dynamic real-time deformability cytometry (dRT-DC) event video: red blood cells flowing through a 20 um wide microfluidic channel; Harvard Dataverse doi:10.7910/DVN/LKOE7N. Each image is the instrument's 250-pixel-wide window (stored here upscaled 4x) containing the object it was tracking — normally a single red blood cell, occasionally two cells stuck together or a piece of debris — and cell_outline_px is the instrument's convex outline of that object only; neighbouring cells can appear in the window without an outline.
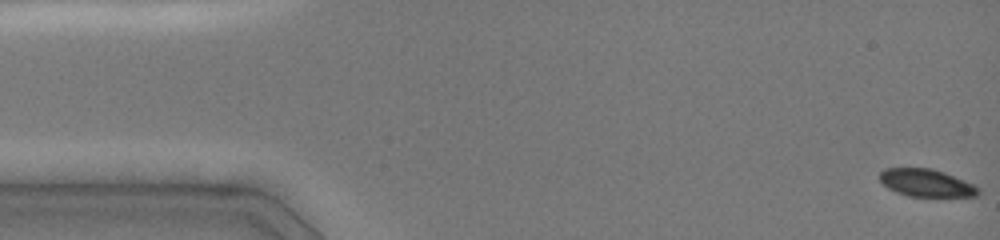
{"species": "common noctule bat (a hibernating species)", "species_latin": "Nyctalus noctula", "temperature_condition": "cold", "stored_images_in_passage": 50, "camera_frame_rate_fps": 3000, "um_per_image_px": 0.085, "animal": {"sex": "female", "body_mass_g": 19.0, "forearm_length_mm": 51.5}, "frame": {"image": 1, "passage_image": 1, "time_ms": 0.0, "image_size_px": [1000, 240], "cell_outline_px": [[980, 192], [976, 196], [908, 196], [896, 192], [888, 188], [880, 180], [880, 172], [884, 168], [932, 168], [944, 172], [976, 184], [980, 188]], "centroid_in_image_um": [78.77, 15.54], "position_along_channel_um": 6.2, "area_um2": 15.9}}
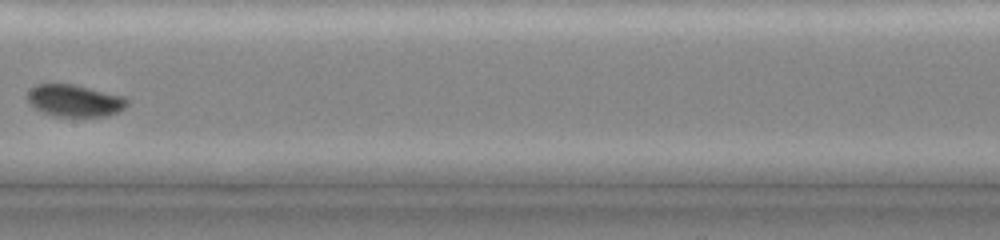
{"frame": {"image": 2, "passage_image": 19, "time_ms": 8.0, "image_size_px": [1000, 240], "cell_outline_px": [[128, 104], [124, 108], [108, 116], [52, 116], [28, 104], [28, 92], [36, 84], [72, 84], [124, 96], [128, 100]], "centroid_in_image_um": [6.34, 8.56], "position_along_channel_um": 201.1, "area_um2": 18.44}}
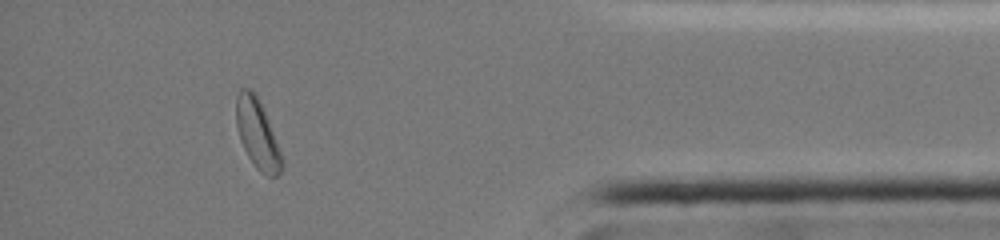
{"frame": {"image": 3, "passage_image": 43, "time_ms": 14.0, "image_size_px": [1000, 240], "cell_outline_px": [[284, 168], [276, 176], [268, 176], [260, 172], [256, 168], [248, 156], [240, 140], [236, 124], [236, 96], [240, 88], [248, 88], [256, 92], [284, 160]], "centroid_in_image_um": [21.87, 11.39], "position_along_channel_um": 413.3, "area_um2": 18.38}}